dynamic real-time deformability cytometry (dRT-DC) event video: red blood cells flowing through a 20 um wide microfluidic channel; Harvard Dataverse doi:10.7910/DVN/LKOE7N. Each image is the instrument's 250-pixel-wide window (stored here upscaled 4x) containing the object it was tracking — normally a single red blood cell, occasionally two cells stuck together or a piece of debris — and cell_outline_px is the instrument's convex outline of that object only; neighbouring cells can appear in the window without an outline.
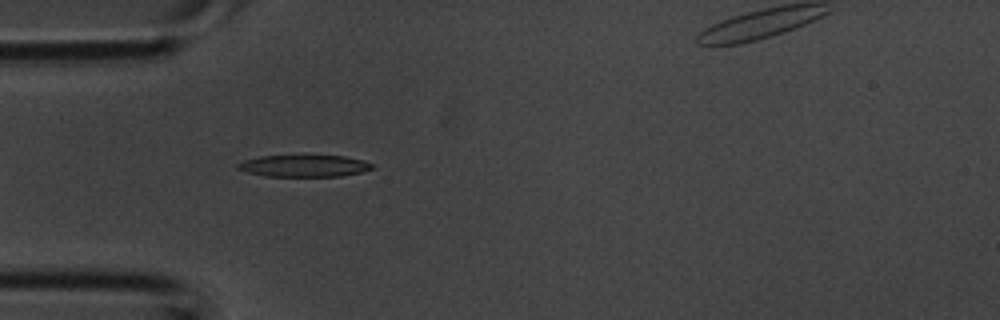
{"species": "common noctule bat (a hibernating species)", "species_latin": "Nyctalus noctula", "temperature_condition": "room temperature", "stored_images_in_passage": 32, "camera_frame_rate_fps": 3000, "um_per_image_px": 0.085, "animal": {"sex": "male", "body_mass_g": 20.1, "forearm_length_mm": 53.5}, "frame": {"image": 1, "passage_image": 4, "time_ms": 1.0, "image_size_px": [1000, 320], "cell_outline_px": [[376, 164], [372, 168], [360, 172], [340, 176], [264, 176], [248, 172], [236, 168], [236, 164], [244, 160], [260, 156], [344, 156], [364, 160]], "centroid_in_image_um": [25.85, 14.1], "position_along_channel_um": 59.1, "area_um2": 16.99}}
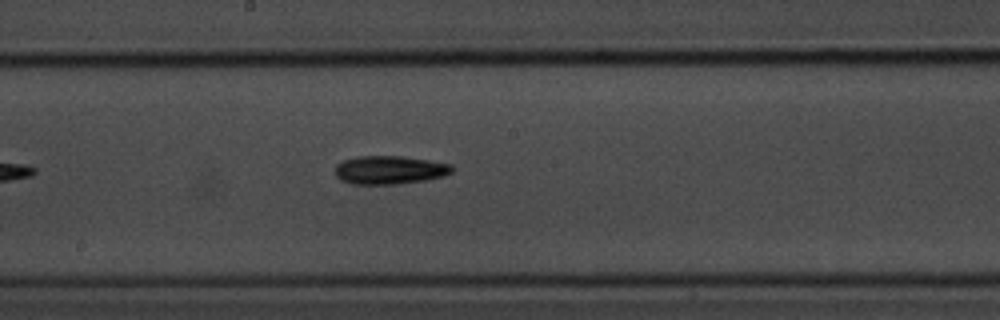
{"frame": {"image": 2, "passage_image": 13, "time_ms": 4.0, "image_size_px": [1000, 320], "cell_outline_px": [[452, 172], [444, 176], [428, 180], [392, 184], [352, 184], [340, 180], [332, 172], [336, 164], [340, 160], [356, 156], [400, 156], [428, 160], [452, 164]], "centroid_in_image_um": [33.05, 14.44], "position_along_channel_um": 215.2, "area_um2": 19.65}}
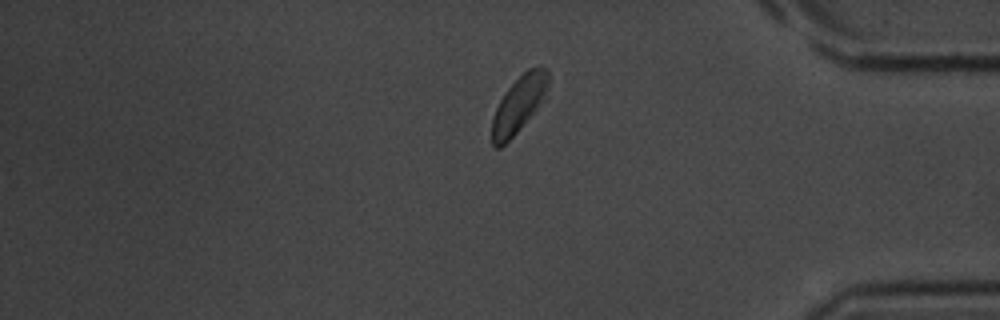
{"frame": {"image": 3, "passage_image": 32, "time_ms": 10.333, "image_size_px": [1000, 320], "cell_outline_px": [[548, 88], [532, 112], [520, 128], [500, 148], [496, 148], [492, 144], [492, 116], [504, 92], [528, 68], [540, 64], [548, 72]], "centroid_in_image_um": [44.06, 8.83], "position_along_channel_um": 391.1, "area_um2": 17.86}}